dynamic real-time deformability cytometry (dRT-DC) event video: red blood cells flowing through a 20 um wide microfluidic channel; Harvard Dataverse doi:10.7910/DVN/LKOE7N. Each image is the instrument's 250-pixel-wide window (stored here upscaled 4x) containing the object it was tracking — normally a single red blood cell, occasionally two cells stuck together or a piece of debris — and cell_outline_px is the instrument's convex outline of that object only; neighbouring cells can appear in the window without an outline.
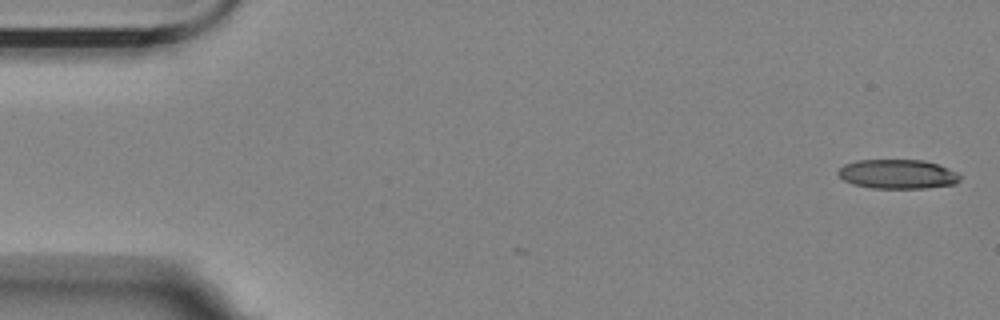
{"species": "Egyptian fruit bat (a non-hibernating species)", "species_latin": "Rousettus aegyptiacus", "temperature_condition": "room temperature", "stored_images_in_passage": 2, "camera_frame_rate_fps": 3000, "um_per_image_px": 0.085, "animal": {"sex": "female"}, "frame": {"image": 1, "passage_image": 2, "time_ms": 0.333, "image_size_px": [1000, 320], "cell_outline_px": [[960, 180], [952, 184], [924, 188], [872, 188], [852, 184], [844, 180], [836, 172], [844, 164], [856, 160], [924, 160], [960, 172]], "centroid_in_image_um": [76.28, 14.79], "position_along_channel_um": 8.7, "area_um2": 20.81}}